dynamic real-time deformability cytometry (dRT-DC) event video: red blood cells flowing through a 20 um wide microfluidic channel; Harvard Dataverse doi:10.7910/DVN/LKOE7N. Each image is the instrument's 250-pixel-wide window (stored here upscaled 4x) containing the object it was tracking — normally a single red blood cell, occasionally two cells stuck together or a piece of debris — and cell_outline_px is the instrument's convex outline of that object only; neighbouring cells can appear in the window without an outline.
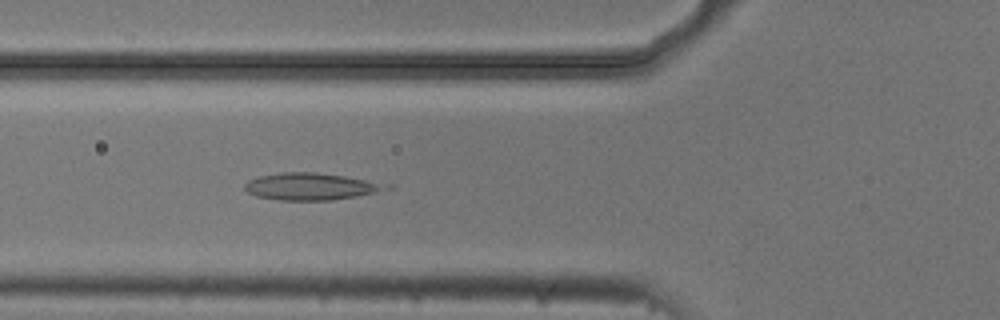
{"species": "common noctule bat (a hibernating species)", "species_latin": "Nyctalus noctula", "temperature_condition": "cold", "stored_images_in_passage": 3, "camera_frame_rate_fps": 3000, "um_per_image_px": 0.085, "animal": {"sex": "male", "body_mass_g": 20.5, "forearm_length_mm": 52.5}, "frame": {"image": 1, "passage_image": 3, "time_ms": 0.667, "image_size_px": [1000, 320], "cell_outline_px": [[380, 188], [372, 192], [356, 196], [332, 200], [280, 200], [256, 196], [248, 192], [244, 188], [244, 184], [248, 180], [260, 176], [284, 172], [316, 172], [344, 176], [364, 180], [376, 184]], "centroid_in_image_um": [26.16, 15.85], "position_along_channel_um": 99.6, "area_um2": 21.21}}